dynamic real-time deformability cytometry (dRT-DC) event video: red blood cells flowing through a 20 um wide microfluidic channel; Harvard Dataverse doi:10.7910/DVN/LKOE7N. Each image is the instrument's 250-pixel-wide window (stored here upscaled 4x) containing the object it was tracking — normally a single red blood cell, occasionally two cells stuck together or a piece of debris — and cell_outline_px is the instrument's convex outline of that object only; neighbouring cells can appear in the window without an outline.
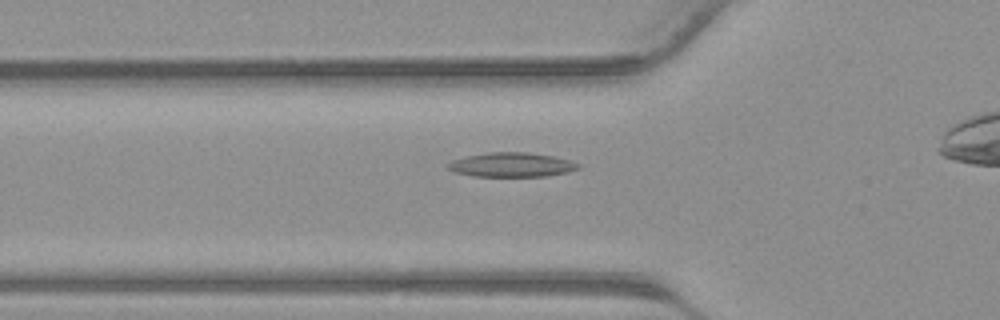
{"species": "common noctule bat (a hibernating species)", "species_latin": "Nyctalus noctula", "temperature_condition": "warm", "stored_images_in_passage": 32, "camera_frame_rate_fps": 3000, "um_per_image_px": 0.085, "animal": {"sex": "male", "body_mass_g": 23.1, "forearm_length_mm": 52.7}, "frame": {"image": 1, "passage_image": 8, "time_ms": 2.333, "image_size_px": [1000, 320], "cell_outline_px": [[580, 168], [568, 172], [548, 176], [472, 176], [456, 172], [448, 168], [448, 164], [452, 160], [464, 156], [488, 152], [528, 152], [552, 156], [568, 160], [580, 164]], "centroid_in_image_um": [43.49, 14.0], "position_along_channel_um": 82.3, "area_um2": 18.44}}
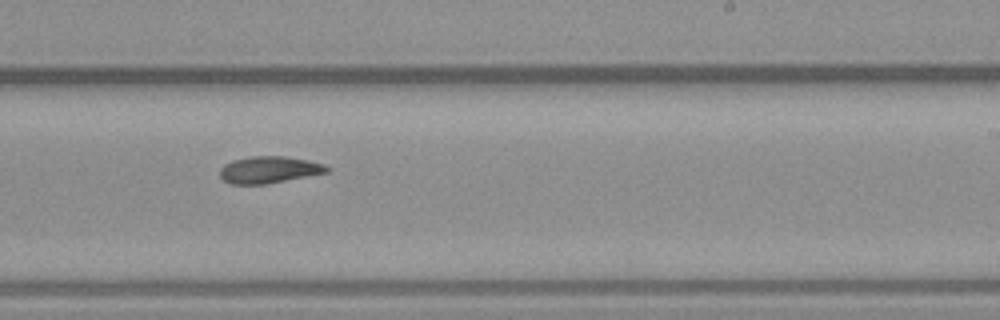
{"frame": {"image": 2, "passage_image": 19, "time_ms": 6.0, "image_size_px": [1000, 320], "cell_outline_px": [[328, 172], [264, 184], [228, 184], [220, 176], [220, 168], [224, 164], [232, 160], [248, 156], [284, 156], [308, 160], [324, 164], [328, 168]], "centroid_in_image_um": [22.82, 14.42], "position_along_channel_um": 266.2, "area_um2": 16.65}}
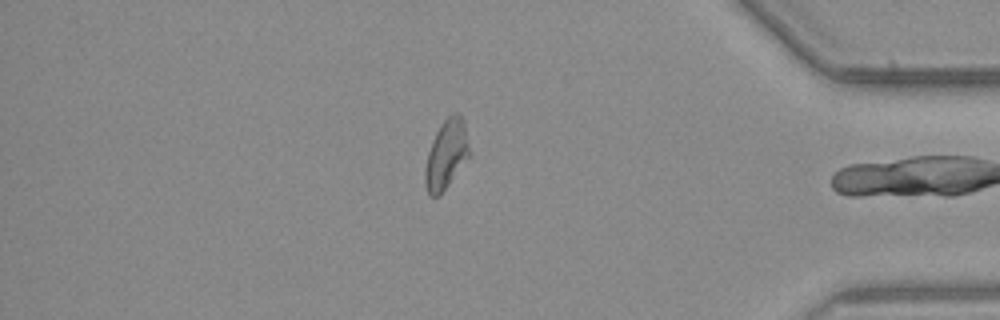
{"frame": {"image": 3, "passage_image": 29, "time_ms": 9.333, "image_size_px": [1000, 320], "cell_outline_px": [[468, 156], [440, 196], [428, 196], [424, 184], [424, 168], [428, 152], [432, 140], [440, 124], [452, 112], [456, 112], [464, 120], [468, 144]], "centroid_in_image_um": [37.88, 13.14], "position_along_channel_um": 397.3, "area_um2": 17.63}}